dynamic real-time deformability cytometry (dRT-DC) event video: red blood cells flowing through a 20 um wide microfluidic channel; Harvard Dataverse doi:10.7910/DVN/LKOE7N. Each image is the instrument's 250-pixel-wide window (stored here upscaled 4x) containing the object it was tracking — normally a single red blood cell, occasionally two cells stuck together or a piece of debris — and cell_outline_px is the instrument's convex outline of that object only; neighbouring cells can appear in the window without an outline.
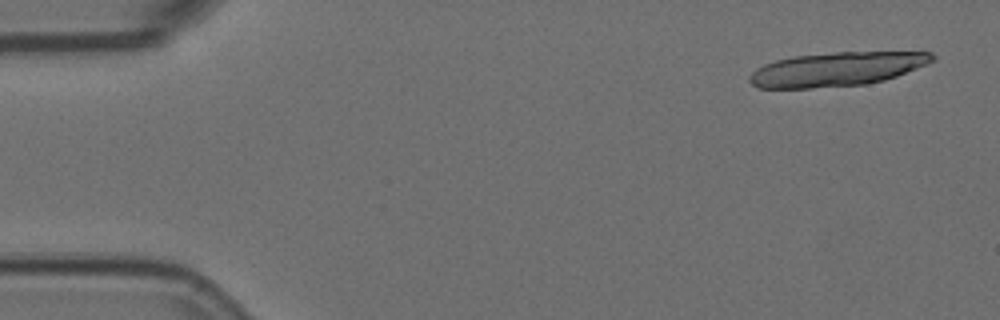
{"species": "Egyptian fruit bat (a non-hibernating species)", "species_latin": "Rousettus aegyptiacus", "temperature_condition": "room temperature", "stored_images_in_passage": 6, "camera_frame_rate_fps": 3000, "um_per_image_px": 0.085, "animal": {"sex": "female"}, "frame": {"image": 1, "passage_image": 1, "time_ms": 0.0, "image_size_px": [1000, 320], "cell_outline_px": [[936, 60], [928, 64], [896, 76], [884, 80], [864, 84], [812, 88], [756, 88], [748, 80], [748, 76], [756, 68], [764, 64], [776, 60], [792, 56], [836, 52], [932, 52], [936, 56]], "centroid_in_image_um": [71.11, 5.87], "position_along_channel_um": 13.9, "area_um2": 36.3}}
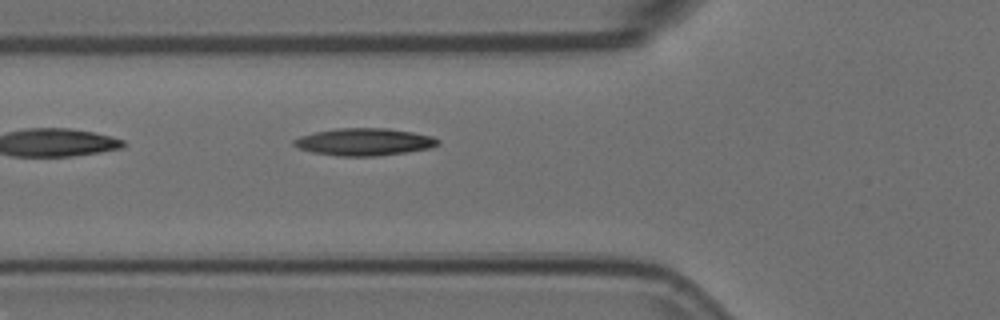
{"frame": {"image": 2, "passage_image": 6, "time_ms": 1.667, "image_size_px": [1000, 320], "cell_outline_px": [[440, 144], [432, 148], [404, 152], [372, 156], [340, 156], [312, 152], [300, 148], [292, 144], [292, 140], [300, 136], [316, 132], [336, 128], [388, 128], [412, 132], [432, 136], [440, 140]], "centroid_in_image_um": [30.97, 12.05], "position_along_channel_um": 94.8, "area_um2": 22.83}}